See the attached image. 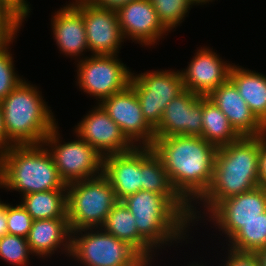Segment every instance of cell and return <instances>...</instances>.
Returning <instances> with one entry per match:
<instances>
[{"instance_id":"1","label":"cell","mask_w":266,"mask_h":266,"mask_svg":"<svg viewBox=\"0 0 266 266\" xmlns=\"http://www.w3.org/2000/svg\"><path fill=\"white\" fill-rule=\"evenodd\" d=\"M151 148L161 159L174 190L194 207L211 186L217 147L202 137L177 135L155 137Z\"/></svg>"},{"instance_id":"2","label":"cell","mask_w":266,"mask_h":266,"mask_svg":"<svg viewBox=\"0 0 266 266\" xmlns=\"http://www.w3.org/2000/svg\"><path fill=\"white\" fill-rule=\"evenodd\" d=\"M260 136L241 137L238 141L217 147L213 180L205 195L192 207V226L207 216L222 200L248 192L260 186ZM206 211V212H205ZM202 216V217H201ZM199 219V220H198ZM196 220V221H195Z\"/></svg>"},{"instance_id":"3","label":"cell","mask_w":266,"mask_h":266,"mask_svg":"<svg viewBox=\"0 0 266 266\" xmlns=\"http://www.w3.org/2000/svg\"><path fill=\"white\" fill-rule=\"evenodd\" d=\"M0 188L17 191L23 196L67 190V185L44 144L11 145L0 153Z\"/></svg>"},{"instance_id":"4","label":"cell","mask_w":266,"mask_h":266,"mask_svg":"<svg viewBox=\"0 0 266 266\" xmlns=\"http://www.w3.org/2000/svg\"><path fill=\"white\" fill-rule=\"evenodd\" d=\"M39 88L23 79L2 100L7 140L12 145H38L58 124Z\"/></svg>"},{"instance_id":"5","label":"cell","mask_w":266,"mask_h":266,"mask_svg":"<svg viewBox=\"0 0 266 266\" xmlns=\"http://www.w3.org/2000/svg\"><path fill=\"white\" fill-rule=\"evenodd\" d=\"M122 201L135 217L139 234L156 251L188 238L191 221L164 194L140 190Z\"/></svg>"},{"instance_id":"6","label":"cell","mask_w":266,"mask_h":266,"mask_svg":"<svg viewBox=\"0 0 266 266\" xmlns=\"http://www.w3.org/2000/svg\"><path fill=\"white\" fill-rule=\"evenodd\" d=\"M118 202L115 191L103 175L67 185V218L71 232L102 228Z\"/></svg>"},{"instance_id":"7","label":"cell","mask_w":266,"mask_h":266,"mask_svg":"<svg viewBox=\"0 0 266 266\" xmlns=\"http://www.w3.org/2000/svg\"><path fill=\"white\" fill-rule=\"evenodd\" d=\"M70 256L83 266H151L127 242L103 228L72 231Z\"/></svg>"},{"instance_id":"8","label":"cell","mask_w":266,"mask_h":266,"mask_svg":"<svg viewBox=\"0 0 266 266\" xmlns=\"http://www.w3.org/2000/svg\"><path fill=\"white\" fill-rule=\"evenodd\" d=\"M58 130L59 127L56 125L44 139L43 144L51 153L65 184L101 175L103 156L77 134L75 140L63 141L62 144V137Z\"/></svg>"},{"instance_id":"9","label":"cell","mask_w":266,"mask_h":266,"mask_svg":"<svg viewBox=\"0 0 266 266\" xmlns=\"http://www.w3.org/2000/svg\"><path fill=\"white\" fill-rule=\"evenodd\" d=\"M84 57L76 63V84L81 91L93 96L97 104L130 85L132 71L118 55L92 54Z\"/></svg>"},{"instance_id":"10","label":"cell","mask_w":266,"mask_h":266,"mask_svg":"<svg viewBox=\"0 0 266 266\" xmlns=\"http://www.w3.org/2000/svg\"><path fill=\"white\" fill-rule=\"evenodd\" d=\"M130 86L137 94L146 121L155 128L168 103L183 90L180 70H156L132 73Z\"/></svg>"},{"instance_id":"11","label":"cell","mask_w":266,"mask_h":266,"mask_svg":"<svg viewBox=\"0 0 266 266\" xmlns=\"http://www.w3.org/2000/svg\"><path fill=\"white\" fill-rule=\"evenodd\" d=\"M135 147H151L155 129L143 116L137 94L129 85L99 103Z\"/></svg>"},{"instance_id":"12","label":"cell","mask_w":266,"mask_h":266,"mask_svg":"<svg viewBox=\"0 0 266 266\" xmlns=\"http://www.w3.org/2000/svg\"><path fill=\"white\" fill-rule=\"evenodd\" d=\"M266 211V188L259 186L251 191L222 200L206 217L228 240L245 224Z\"/></svg>"},{"instance_id":"13","label":"cell","mask_w":266,"mask_h":266,"mask_svg":"<svg viewBox=\"0 0 266 266\" xmlns=\"http://www.w3.org/2000/svg\"><path fill=\"white\" fill-rule=\"evenodd\" d=\"M75 125L74 134L91 145L103 157L125 153L135 146L98 103Z\"/></svg>"},{"instance_id":"14","label":"cell","mask_w":266,"mask_h":266,"mask_svg":"<svg viewBox=\"0 0 266 266\" xmlns=\"http://www.w3.org/2000/svg\"><path fill=\"white\" fill-rule=\"evenodd\" d=\"M203 96L184 89L173 98L154 128L155 137L202 136Z\"/></svg>"},{"instance_id":"15","label":"cell","mask_w":266,"mask_h":266,"mask_svg":"<svg viewBox=\"0 0 266 266\" xmlns=\"http://www.w3.org/2000/svg\"><path fill=\"white\" fill-rule=\"evenodd\" d=\"M213 48L200 47L188 66L180 70L183 87L199 96L207 97L229 79L232 63L224 61ZM229 62V63H228Z\"/></svg>"},{"instance_id":"16","label":"cell","mask_w":266,"mask_h":266,"mask_svg":"<svg viewBox=\"0 0 266 266\" xmlns=\"http://www.w3.org/2000/svg\"><path fill=\"white\" fill-rule=\"evenodd\" d=\"M125 41L132 40L144 47L158 44L169 33L158 19L150 0H134L116 10ZM126 38V39H125Z\"/></svg>"},{"instance_id":"17","label":"cell","mask_w":266,"mask_h":266,"mask_svg":"<svg viewBox=\"0 0 266 266\" xmlns=\"http://www.w3.org/2000/svg\"><path fill=\"white\" fill-rule=\"evenodd\" d=\"M83 20L91 54H119L124 38L120 30L116 10L98 8L87 0H83Z\"/></svg>"},{"instance_id":"18","label":"cell","mask_w":266,"mask_h":266,"mask_svg":"<svg viewBox=\"0 0 266 266\" xmlns=\"http://www.w3.org/2000/svg\"><path fill=\"white\" fill-rule=\"evenodd\" d=\"M53 39L60 53L80 61L84 52H89L86 39V28L83 20V0H73L60 7L51 16ZM79 59V60H78Z\"/></svg>"},{"instance_id":"19","label":"cell","mask_w":266,"mask_h":266,"mask_svg":"<svg viewBox=\"0 0 266 266\" xmlns=\"http://www.w3.org/2000/svg\"><path fill=\"white\" fill-rule=\"evenodd\" d=\"M207 97L227 116L231 126L241 137L266 134V127L253 114L229 79Z\"/></svg>"},{"instance_id":"20","label":"cell","mask_w":266,"mask_h":266,"mask_svg":"<svg viewBox=\"0 0 266 266\" xmlns=\"http://www.w3.org/2000/svg\"><path fill=\"white\" fill-rule=\"evenodd\" d=\"M102 174L110 182L118 201L142 190L141 147L104 156Z\"/></svg>"},{"instance_id":"21","label":"cell","mask_w":266,"mask_h":266,"mask_svg":"<svg viewBox=\"0 0 266 266\" xmlns=\"http://www.w3.org/2000/svg\"><path fill=\"white\" fill-rule=\"evenodd\" d=\"M71 233L68 218L33 220L27 242L37 258H50L58 249L69 257Z\"/></svg>"},{"instance_id":"22","label":"cell","mask_w":266,"mask_h":266,"mask_svg":"<svg viewBox=\"0 0 266 266\" xmlns=\"http://www.w3.org/2000/svg\"><path fill=\"white\" fill-rule=\"evenodd\" d=\"M142 190L164 194L192 223V208L174 190L159 156L141 147Z\"/></svg>"},{"instance_id":"23","label":"cell","mask_w":266,"mask_h":266,"mask_svg":"<svg viewBox=\"0 0 266 266\" xmlns=\"http://www.w3.org/2000/svg\"><path fill=\"white\" fill-rule=\"evenodd\" d=\"M135 222V217L124 202L118 201L107 215L102 228L117 239L127 242L152 266V259L159 250L155 251L139 234Z\"/></svg>"},{"instance_id":"24","label":"cell","mask_w":266,"mask_h":266,"mask_svg":"<svg viewBox=\"0 0 266 266\" xmlns=\"http://www.w3.org/2000/svg\"><path fill=\"white\" fill-rule=\"evenodd\" d=\"M229 80L236 86L250 110L266 127V75L232 65Z\"/></svg>"},{"instance_id":"25","label":"cell","mask_w":266,"mask_h":266,"mask_svg":"<svg viewBox=\"0 0 266 266\" xmlns=\"http://www.w3.org/2000/svg\"><path fill=\"white\" fill-rule=\"evenodd\" d=\"M201 137L216 147L236 142L241 138L227 116L208 97H203Z\"/></svg>"},{"instance_id":"26","label":"cell","mask_w":266,"mask_h":266,"mask_svg":"<svg viewBox=\"0 0 266 266\" xmlns=\"http://www.w3.org/2000/svg\"><path fill=\"white\" fill-rule=\"evenodd\" d=\"M20 203L33 220L67 218V190L29 193Z\"/></svg>"},{"instance_id":"27","label":"cell","mask_w":266,"mask_h":266,"mask_svg":"<svg viewBox=\"0 0 266 266\" xmlns=\"http://www.w3.org/2000/svg\"><path fill=\"white\" fill-rule=\"evenodd\" d=\"M229 248L241 252H256L266 247V211L259 217L246 222L229 239Z\"/></svg>"},{"instance_id":"28","label":"cell","mask_w":266,"mask_h":266,"mask_svg":"<svg viewBox=\"0 0 266 266\" xmlns=\"http://www.w3.org/2000/svg\"><path fill=\"white\" fill-rule=\"evenodd\" d=\"M150 2L157 12L160 23L168 32L184 21L194 5L191 0H150Z\"/></svg>"},{"instance_id":"29","label":"cell","mask_w":266,"mask_h":266,"mask_svg":"<svg viewBox=\"0 0 266 266\" xmlns=\"http://www.w3.org/2000/svg\"><path fill=\"white\" fill-rule=\"evenodd\" d=\"M31 252L27 238L16 235H4L0 238V258L13 266L29 265Z\"/></svg>"},{"instance_id":"30","label":"cell","mask_w":266,"mask_h":266,"mask_svg":"<svg viewBox=\"0 0 266 266\" xmlns=\"http://www.w3.org/2000/svg\"><path fill=\"white\" fill-rule=\"evenodd\" d=\"M10 45L0 46V102L23 80L15 71Z\"/></svg>"},{"instance_id":"31","label":"cell","mask_w":266,"mask_h":266,"mask_svg":"<svg viewBox=\"0 0 266 266\" xmlns=\"http://www.w3.org/2000/svg\"><path fill=\"white\" fill-rule=\"evenodd\" d=\"M33 219L22 204L16 206L7 203L8 234L27 238L32 227Z\"/></svg>"},{"instance_id":"32","label":"cell","mask_w":266,"mask_h":266,"mask_svg":"<svg viewBox=\"0 0 266 266\" xmlns=\"http://www.w3.org/2000/svg\"><path fill=\"white\" fill-rule=\"evenodd\" d=\"M22 25L9 10L0 5V46L13 44Z\"/></svg>"},{"instance_id":"33","label":"cell","mask_w":266,"mask_h":266,"mask_svg":"<svg viewBox=\"0 0 266 266\" xmlns=\"http://www.w3.org/2000/svg\"><path fill=\"white\" fill-rule=\"evenodd\" d=\"M227 256L224 266H260L255 252H241L228 247Z\"/></svg>"},{"instance_id":"34","label":"cell","mask_w":266,"mask_h":266,"mask_svg":"<svg viewBox=\"0 0 266 266\" xmlns=\"http://www.w3.org/2000/svg\"><path fill=\"white\" fill-rule=\"evenodd\" d=\"M259 180L260 186L266 188V134L260 136Z\"/></svg>"},{"instance_id":"35","label":"cell","mask_w":266,"mask_h":266,"mask_svg":"<svg viewBox=\"0 0 266 266\" xmlns=\"http://www.w3.org/2000/svg\"><path fill=\"white\" fill-rule=\"evenodd\" d=\"M0 5L9 10L22 24L25 18L29 15L14 1L0 0Z\"/></svg>"},{"instance_id":"36","label":"cell","mask_w":266,"mask_h":266,"mask_svg":"<svg viewBox=\"0 0 266 266\" xmlns=\"http://www.w3.org/2000/svg\"><path fill=\"white\" fill-rule=\"evenodd\" d=\"M87 1L90 2L93 6H96L98 8L117 10L121 6H124L125 4L134 0H87Z\"/></svg>"},{"instance_id":"37","label":"cell","mask_w":266,"mask_h":266,"mask_svg":"<svg viewBox=\"0 0 266 266\" xmlns=\"http://www.w3.org/2000/svg\"><path fill=\"white\" fill-rule=\"evenodd\" d=\"M11 145L12 144L7 140V137H6L2 106L0 103V153L8 149Z\"/></svg>"},{"instance_id":"38","label":"cell","mask_w":266,"mask_h":266,"mask_svg":"<svg viewBox=\"0 0 266 266\" xmlns=\"http://www.w3.org/2000/svg\"><path fill=\"white\" fill-rule=\"evenodd\" d=\"M8 234L7 227V203L0 209V238Z\"/></svg>"},{"instance_id":"39","label":"cell","mask_w":266,"mask_h":266,"mask_svg":"<svg viewBox=\"0 0 266 266\" xmlns=\"http://www.w3.org/2000/svg\"><path fill=\"white\" fill-rule=\"evenodd\" d=\"M255 253L258 257L259 265L266 266V247L257 250Z\"/></svg>"},{"instance_id":"40","label":"cell","mask_w":266,"mask_h":266,"mask_svg":"<svg viewBox=\"0 0 266 266\" xmlns=\"http://www.w3.org/2000/svg\"><path fill=\"white\" fill-rule=\"evenodd\" d=\"M28 15H30V11L32 10L29 5L30 2L28 0H14Z\"/></svg>"},{"instance_id":"41","label":"cell","mask_w":266,"mask_h":266,"mask_svg":"<svg viewBox=\"0 0 266 266\" xmlns=\"http://www.w3.org/2000/svg\"><path fill=\"white\" fill-rule=\"evenodd\" d=\"M191 1L194 3V5H201V6L212 1L214 2V0H191Z\"/></svg>"},{"instance_id":"42","label":"cell","mask_w":266,"mask_h":266,"mask_svg":"<svg viewBox=\"0 0 266 266\" xmlns=\"http://www.w3.org/2000/svg\"><path fill=\"white\" fill-rule=\"evenodd\" d=\"M193 262L190 265H188V266H205L204 263L203 264H201V263L198 264V262L197 263L195 261H193Z\"/></svg>"},{"instance_id":"43","label":"cell","mask_w":266,"mask_h":266,"mask_svg":"<svg viewBox=\"0 0 266 266\" xmlns=\"http://www.w3.org/2000/svg\"><path fill=\"white\" fill-rule=\"evenodd\" d=\"M4 205H5V203L3 201H1V199H0V209L3 208Z\"/></svg>"}]
</instances>
